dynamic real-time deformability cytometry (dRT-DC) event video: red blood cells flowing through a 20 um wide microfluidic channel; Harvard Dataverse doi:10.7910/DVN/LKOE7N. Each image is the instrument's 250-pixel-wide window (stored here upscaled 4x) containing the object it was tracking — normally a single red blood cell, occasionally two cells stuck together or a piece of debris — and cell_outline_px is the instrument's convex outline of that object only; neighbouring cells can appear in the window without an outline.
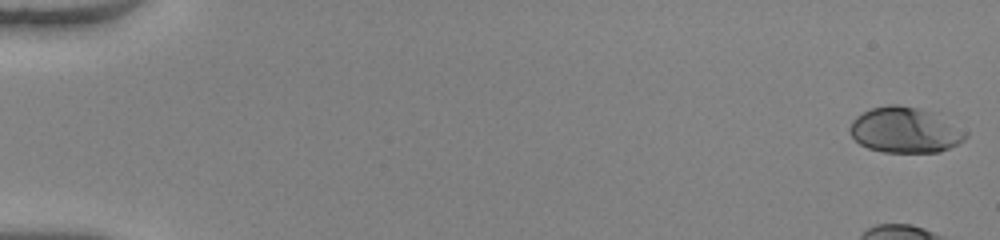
{"species": "human", "species_latin": "Homo sapiens", "temperature_condition": "warm", "stored_images_in_passage": 17, "camera_frame_rate_fps": 3000, "um_per_image_px": 0.085, "donor": {"sex": "female"}, "frame": {"image": 1, "passage_image": 1, "time_ms": 0.0, "image_size_px": [1000, 240], "cell_outline_px": [[968, 136], [964, 140], [940, 152], [884, 152], [868, 148], [860, 144], [848, 132], [848, 128], [852, 120], [856, 116], [872, 108], [888, 104], [896, 104], [920, 108], [940, 112], [968, 132]], "centroid_in_image_um": [76.97, 11.03], "position_along_channel_um": 8.0, "area_um2": 31.39}}